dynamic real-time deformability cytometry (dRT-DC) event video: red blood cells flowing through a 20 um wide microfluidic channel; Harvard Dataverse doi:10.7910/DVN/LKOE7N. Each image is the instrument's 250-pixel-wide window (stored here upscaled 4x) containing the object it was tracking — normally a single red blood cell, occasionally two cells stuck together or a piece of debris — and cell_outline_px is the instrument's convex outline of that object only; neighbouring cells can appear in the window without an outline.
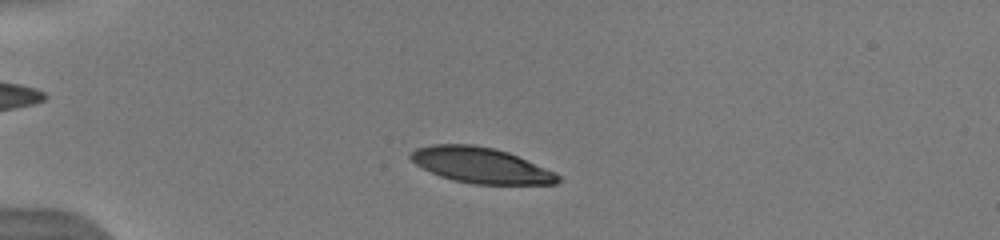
{"species": "human", "species_latin": "Homo sapiens", "temperature_condition": "warm", "stored_images_in_passage": 46, "camera_frame_rate_fps": 3000, "um_per_image_px": 0.085, "donor": {"sex": "male"}, "frame": {"image": 1, "passage_image": 8, "time_ms": 2.333, "image_size_px": [1000, 240], "cell_outline_px": [[560, 180], [556, 184], [472, 184], [452, 180], [440, 176], [416, 164], [408, 156], [416, 148], [432, 144], [472, 144], [496, 148], [508, 152], [556, 172], [560, 176]], "centroid_in_image_um": [40.89, 14.04], "position_along_channel_um": 44.1, "area_um2": 30.58}}
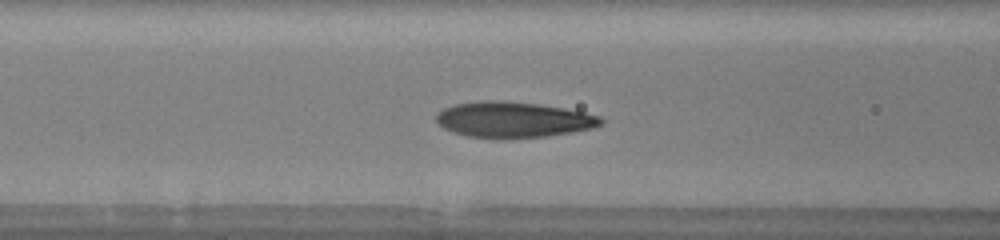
{"frame": {"image": 2, "passage_image": 17, "time_ms": 5.333, "image_size_px": [1000, 240], "cell_outline_px": [[604, 124], [592, 128], [572, 132], [548, 136], [500, 140], [496, 140], [468, 136], [452, 132], [444, 128], [436, 120], [436, 116], [444, 108], [456, 104], [484, 100], [504, 100], [536, 104], [564, 108], [584, 112], [600, 116], [604, 120]], "centroid_in_image_um": [43.65, 10.19], "position_along_channel_um": 123.0, "area_um2": 34.68}}
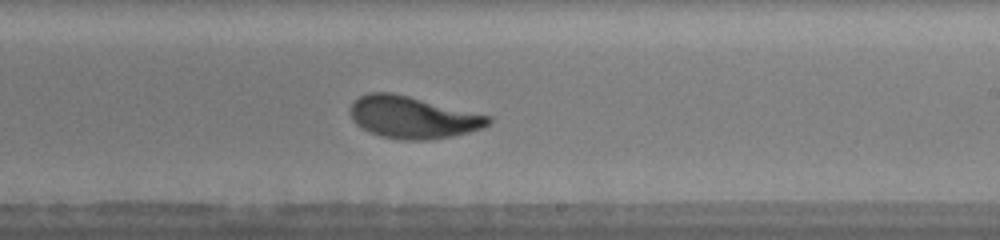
{"frame": {"image": 3, "passage_image": 27, "time_ms": 8.667, "image_size_px": [1000, 240], "cell_outline_px": [[492, 120], [484, 128], [452, 136], [428, 140], [404, 140], [384, 136], [372, 132], [356, 124], [352, 120], [352, 104], [360, 96], [368, 92], [392, 92], [492, 116]], "centroid_in_image_um": [35.13, 9.97], "position_along_channel_um": 253.9, "area_um2": 33.47}, "authors_computed_cell_mechanics": {"area_um2": 32.8015, "velocity_mm_per_s": 3.9383, "shape_relaxation_time_tau1_ms": 2.8927, "shape_relaxation_time_tau2_ms": 0.7923, "deformation_change_tau1": 0.1707, "deformation_change_tau2": 0.0673}}